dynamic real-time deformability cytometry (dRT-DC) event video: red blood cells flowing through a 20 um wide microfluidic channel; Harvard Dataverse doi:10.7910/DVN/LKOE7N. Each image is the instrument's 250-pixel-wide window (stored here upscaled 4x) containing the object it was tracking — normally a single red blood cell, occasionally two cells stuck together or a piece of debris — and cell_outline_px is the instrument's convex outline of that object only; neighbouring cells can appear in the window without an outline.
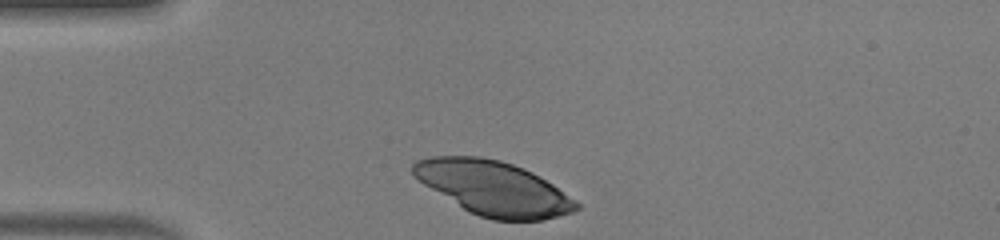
{"species": "human", "species_latin": "Homo sapiens", "temperature_condition": "warm", "stored_images_in_passage": 8, "camera_frame_rate_fps": 3000, "um_per_image_px": 0.085, "donor": {"sex": "male"}, "frame": {"image": 1, "passage_image": 1, "time_ms": 0.0, "image_size_px": [1000, 240], "cell_outline_px": [[580, 208], [572, 212], [540, 220], [492, 220], [468, 212], [424, 184], [412, 176], [412, 164], [416, 160], [428, 156], [480, 156], [500, 160], [524, 168], [532, 172], [552, 184], [576, 200], [580, 204]], "centroid_in_image_um": [41.91, 15.98], "position_along_channel_um": 43.1, "area_um2": 51.44}}
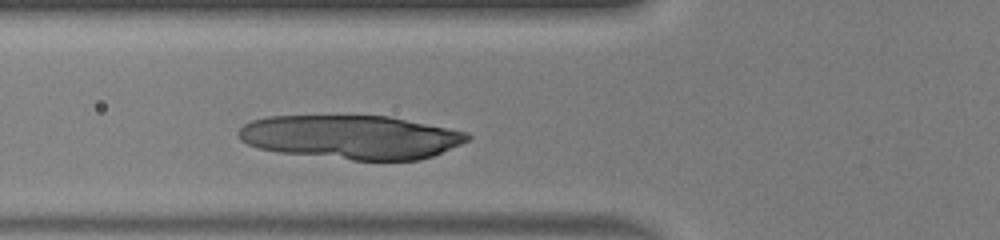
{"frame": {"image": 2, "passage_image": 7, "time_ms": 2.0, "image_size_px": [1000, 240], "cell_outline_px": [[472, 136], [468, 140], [460, 144], [432, 156], [420, 160], [352, 160], [280, 152], [260, 148], [248, 144], [240, 140], [240, 128], [244, 124], [252, 120], [268, 116], [388, 116], [468, 132]], "centroid_in_image_um": [29.86, 11.65], "position_along_channel_um": 95.9, "area_um2": 58.09}}